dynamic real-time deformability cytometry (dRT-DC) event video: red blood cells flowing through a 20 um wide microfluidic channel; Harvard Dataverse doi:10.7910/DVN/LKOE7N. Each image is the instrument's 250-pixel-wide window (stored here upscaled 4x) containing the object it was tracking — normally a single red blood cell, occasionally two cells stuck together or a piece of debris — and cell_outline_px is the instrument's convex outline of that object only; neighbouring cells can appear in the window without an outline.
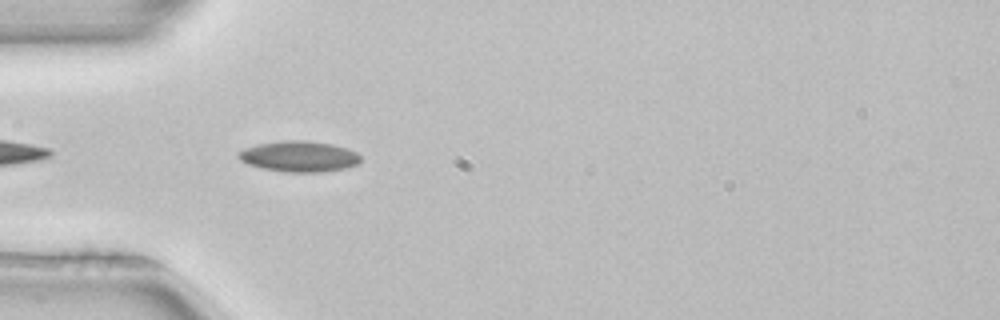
{"species": "common noctule bat (a hibernating species)", "species_latin": "Nyctalus noctula", "temperature_condition": "room temperature", "stored_images_in_passage": 5, "camera_frame_rate_fps": 3000, "um_per_image_px": 0.085, "animal": {"sex": "female", "body_mass_g": 22.7, "forearm_length_mm": 54.2}, "frame": {"image": 1, "passage_image": 2, "time_ms": 0.333, "image_size_px": [1000, 320], "cell_outline_px": [[360, 160], [356, 164], [344, 168], [320, 172], [284, 172], [264, 168], [248, 164], [240, 160], [236, 156], [236, 152], [244, 148], [256, 144], [284, 140], [304, 140], [332, 144], [348, 148], [356, 152], [360, 156]], "centroid_in_image_um": [25.38, 13.28], "position_along_channel_um": 59.6, "area_um2": 21.96}}